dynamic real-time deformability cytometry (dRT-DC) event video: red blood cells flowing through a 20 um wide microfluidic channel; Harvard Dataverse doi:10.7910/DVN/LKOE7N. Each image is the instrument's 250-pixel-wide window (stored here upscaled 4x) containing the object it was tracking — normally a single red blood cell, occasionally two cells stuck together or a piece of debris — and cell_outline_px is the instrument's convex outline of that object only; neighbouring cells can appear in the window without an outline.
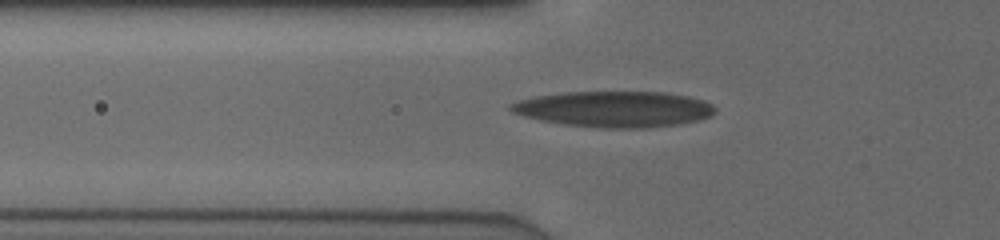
{"species": "human", "species_latin": "Homo sapiens", "temperature_condition": "cold", "stored_images_in_passage": 7, "camera_frame_rate_fps": 3000, "um_per_image_px": 0.085, "donor": {"sex": "male"}, "frame": {"image": 1, "passage_image": 2, "time_ms": 0.333, "image_size_px": [1000, 240], "cell_outline_px": [[716, 112], [708, 116], [696, 120], [676, 124], [644, 128], [604, 128], [564, 124], [540, 120], [524, 116], [512, 112], [508, 108], [508, 104], [520, 100], [536, 96], [564, 92], [664, 92], [688, 96], [704, 100], [712, 104], [716, 108]], "centroid_in_image_um": [52.19, 9.27], "position_along_channel_um": 73.6, "area_um2": 42.6}}
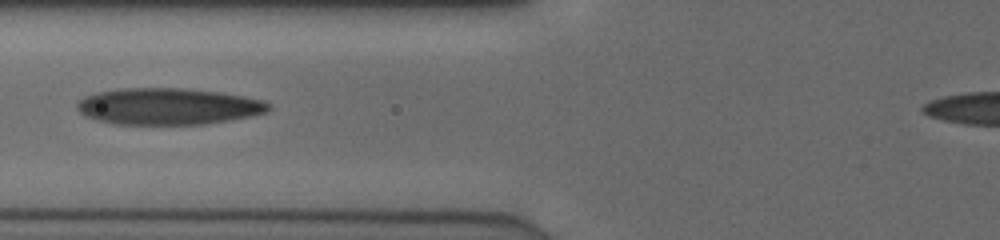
{"frame": {"image": 2, "passage_image": 4, "time_ms": 1.0, "image_size_px": [1000, 240], "cell_outline_px": [[272, 108], [268, 112], [252, 116], [204, 124], [116, 124], [100, 120], [88, 116], [80, 112], [76, 108], [76, 104], [84, 96], [96, 92], [124, 88], [184, 88], [220, 92], [244, 96], [264, 100]], "centroid_in_image_um": [14.33, 9.03], "position_along_channel_um": 111.5, "area_um2": 40.75}}
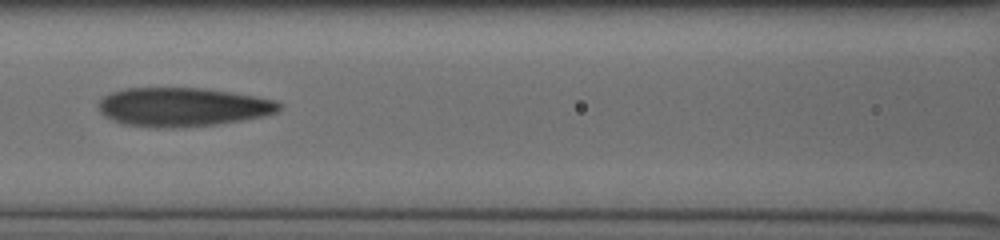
{"frame": {"image": 3, "passage_image": 6, "time_ms": 1.667, "image_size_px": [1000, 240], "cell_outline_px": [[280, 108], [276, 112], [264, 116], [216, 124], [172, 128], [156, 128], [120, 124], [104, 116], [100, 112], [100, 100], [104, 96], [112, 92], [124, 88], [204, 88], [232, 92], [276, 100], [280, 104]], "centroid_in_image_um": [15.49, 9.1], "position_along_channel_um": 151.1, "area_um2": 40.86}}